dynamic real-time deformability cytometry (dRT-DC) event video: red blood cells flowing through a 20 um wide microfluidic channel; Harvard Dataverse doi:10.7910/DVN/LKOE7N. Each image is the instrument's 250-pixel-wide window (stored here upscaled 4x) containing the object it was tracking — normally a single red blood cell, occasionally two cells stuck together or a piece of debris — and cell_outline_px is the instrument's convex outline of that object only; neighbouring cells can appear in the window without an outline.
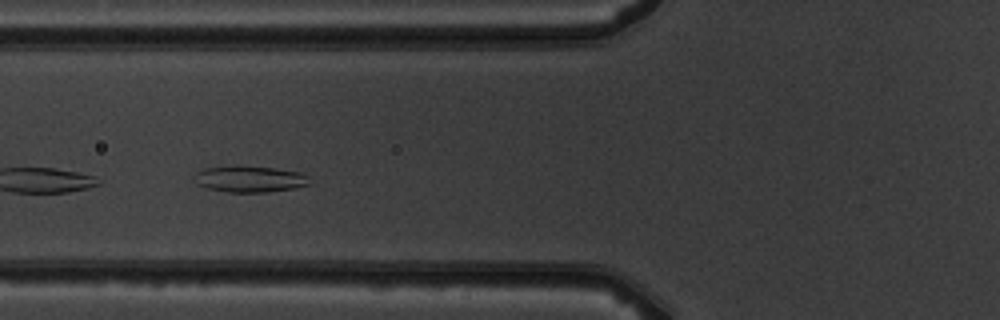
{"species": "common noctule bat (a hibernating species)", "species_latin": "Nyctalus noctula", "temperature_condition": "warm", "stored_images_in_passage": 6, "camera_frame_rate_fps": 3000, "um_per_image_px": 0.085, "animal": {"sex": "male", "body_mass_g": 19.5, "forearm_length_mm": 54.6}, "frame": {"image": 1, "passage_image": 4, "time_ms": 3.667, "image_size_px": [1000, 320], "cell_outline_px": [[312, 184], [292, 188], [268, 192], [228, 192], [208, 188], [196, 184], [196, 172], [204, 168], [232, 164], [236, 164], [276, 168], [300, 172], [308, 176]], "centroid_in_image_um": [21.23, 15.19], "position_along_channel_um": 104.6, "area_um2": 18.03}}
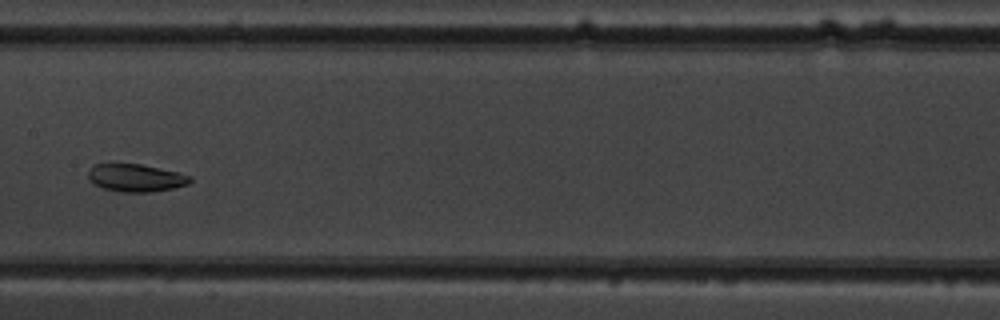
{"frame": {"image": 2, "passage_image": 6, "time_ms": 6.0, "image_size_px": [1000, 320], "cell_outline_px": [[192, 180], [188, 184], [172, 188], [152, 192], [124, 192], [104, 188], [92, 184], [88, 180], [88, 168], [96, 164], [140, 164], [180, 172], [192, 176]], "centroid_in_image_um": [11.54, 15.11], "position_along_channel_um": 195.9, "area_um2": 16.53}}